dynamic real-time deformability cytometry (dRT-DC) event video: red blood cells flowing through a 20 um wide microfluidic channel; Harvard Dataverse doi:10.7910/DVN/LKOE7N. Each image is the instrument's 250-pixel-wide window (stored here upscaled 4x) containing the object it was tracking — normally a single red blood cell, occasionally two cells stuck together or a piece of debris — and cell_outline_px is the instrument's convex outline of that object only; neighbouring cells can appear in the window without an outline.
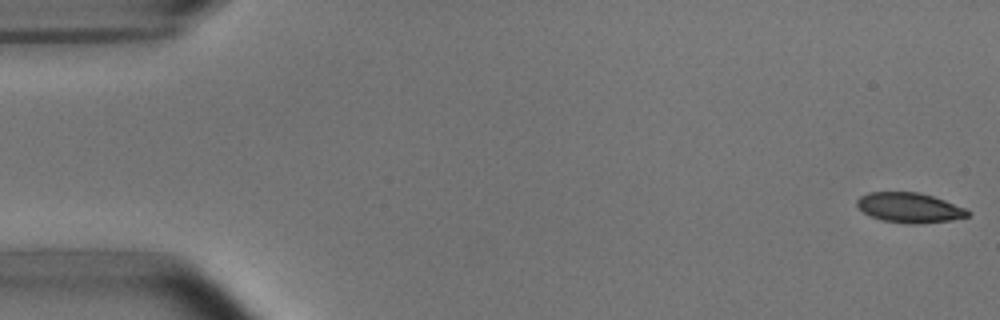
{"species": "common noctule bat (a hibernating species)", "species_latin": "Nyctalus noctula", "temperature_condition": "room temperature", "stored_images_in_passage": 5, "camera_frame_rate_fps": 3000, "um_per_image_px": 0.085, "animal": {"sex": "male", "body_mass_g": 15.6}, "frame": {"image": 1, "passage_image": 1, "time_ms": 0.0, "image_size_px": [1000, 320], "cell_outline_px": [[972, 212], [968, 216], [952, 220], [916, 224], [912, 224], [880, 220], [864, 212], [856, 204], [856, 200], [860, 196], [868, 192], [920, 192], [944, 200], [964, 208]], "centroid_in_image_um": [77.3, 17.65], "position_along_channel_um": 7.7, "area_um2": 19.25}}
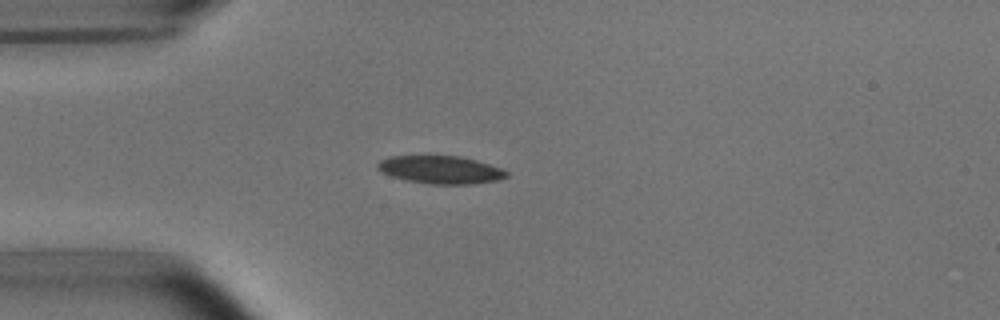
{"frame": {"image": 2, "passage_image": 5, "time_ms": 4.333, "image_size_px": [1000, 320], "cell_outline_px": [[508, 176], [496, 180], [472, 184], [432, 184], [408, 180], [392, 176], [376, 168], [376, 164], [380, 160], [388, 156], [460, 156], [476, 160], [500, 168], [508, 172]], "centroid_in_image_um": [37.44, 14.42], "position_along_channel_um": 47.6, "area_um2": 20.69}}